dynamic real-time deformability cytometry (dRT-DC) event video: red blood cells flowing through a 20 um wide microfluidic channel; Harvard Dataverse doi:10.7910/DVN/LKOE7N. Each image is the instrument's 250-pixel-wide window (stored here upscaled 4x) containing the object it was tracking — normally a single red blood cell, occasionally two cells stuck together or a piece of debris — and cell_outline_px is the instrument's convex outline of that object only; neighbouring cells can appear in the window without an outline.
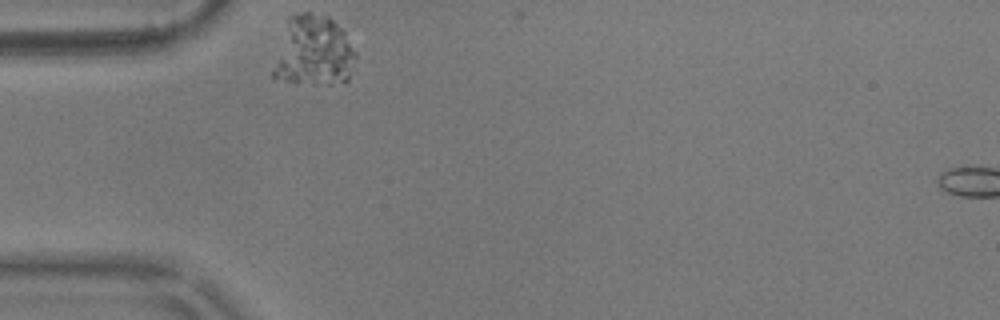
{"species": "common noctule bat (a hibernating species)", "species_latin": "Nyctalus noctula", "temperature_condition": "warm", "stored_images_in_passage": 5, "camera_frame_rate_fps": 3000, "um_per_image_px": 0.085, "animal": {"sex": "male", "body_mass_g": 17.9}, "frame": {"image": 1, "passage_image": 1, "time_ms": 0.0, "image_size_px": [1000, 320], "cell_outline_px": [[356, 56], [348, 80], [328, 84], [316, 84], [284, 80], [272, 76], [272, 72], [288, 16], [304, 12], [308, 12], [328, 16], [344, 32], [356, 52]], "centroid_in_image_um": [26.67, 4.34], "position_along_channel_um": 58.3, "area_um2": 33.29}}